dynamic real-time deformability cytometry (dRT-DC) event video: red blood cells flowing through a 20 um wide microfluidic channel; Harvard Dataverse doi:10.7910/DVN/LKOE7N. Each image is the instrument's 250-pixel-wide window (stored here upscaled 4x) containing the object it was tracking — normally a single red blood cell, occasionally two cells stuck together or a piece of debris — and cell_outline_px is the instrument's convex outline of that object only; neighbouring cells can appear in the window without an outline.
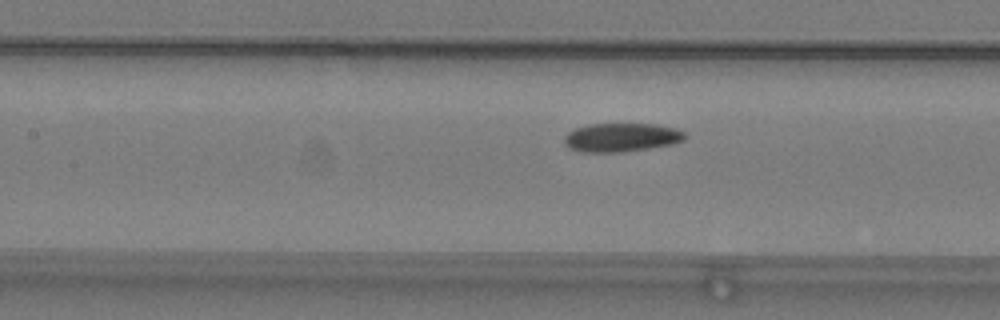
{"species": "common noctule bat (a hibernating species)", "species_latin": "Nyctalus noctula", "temperature_condition": "warm", "stored_images_in_passage": 41, "camera_frame_rate_fps": 3000, "um_per_image_px": 0.085, "animal": {"sex": "male", "body_mass_g": 19.2, "forearm_length_mm": 51.8}, "frame": {"image": 1, "passage_image": 25, "time_ms": 8.0, "image_size_px": [1000, 320], "cell_outline_px": [[688, 136], [684, 140], [672, 144], [648, 148], [620, 152], [580, 152], [568, 148], [564, 144], [564, 136], [568, 132], [576, 128], [588, 124], [656, 124], [676, 128], [684, 132]], "centroid_in_image_um": [52.81, 11.68], "position_along_channel_um": 154.6, "area_um2": 20.29}}
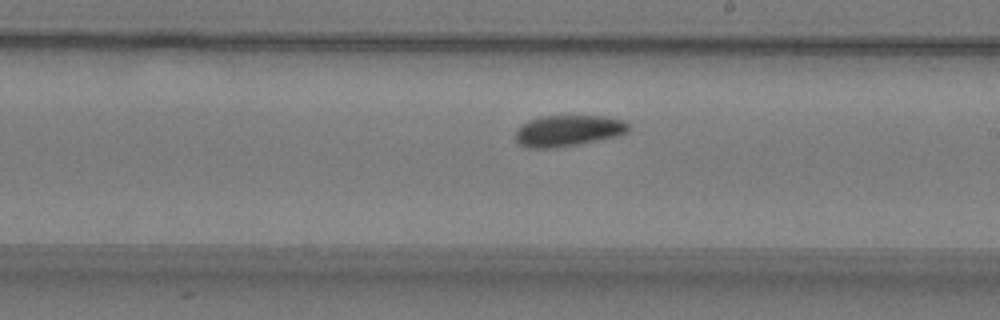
{"frame": {"image": 2, "passage_image": 32, "time_ms": 10.333, "image_size_px": [1000, 320], "cell_outline_px": [[628, 132], [620, 136], [556, 148], [528, 148], [516, 144], [516, 128], [520, 124], [528, 120], [540, 116], [604, 116], [628, 120]], "centroid_in_image_um": [48.28, 11.11], "position_along_channel_um": 240.7, "area_um2": 20.98}}
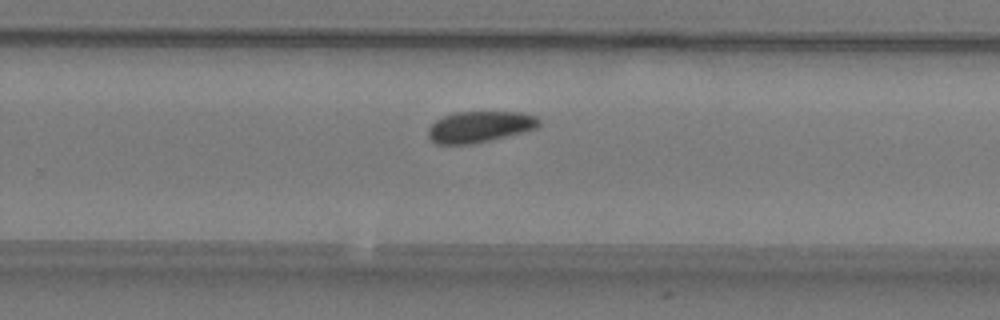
{"frame": {"image": 3, "passage_image": 36, "time_ms": 11.667, "image_size_px": [1000, 320], "cell_outline_px": [[540, 124], [536, 128], [524, 132], [488, 140], [468, 144], [436, 144], [428, 136], [428, 128], [436, 120], [444, 116], [456, 112], [520, 112], [536, 116], [540, 120]], "centroid_in_image_um": [40.78, 10.77], "position_along_channel_um": 289.0, "area_um2": 19.94}}